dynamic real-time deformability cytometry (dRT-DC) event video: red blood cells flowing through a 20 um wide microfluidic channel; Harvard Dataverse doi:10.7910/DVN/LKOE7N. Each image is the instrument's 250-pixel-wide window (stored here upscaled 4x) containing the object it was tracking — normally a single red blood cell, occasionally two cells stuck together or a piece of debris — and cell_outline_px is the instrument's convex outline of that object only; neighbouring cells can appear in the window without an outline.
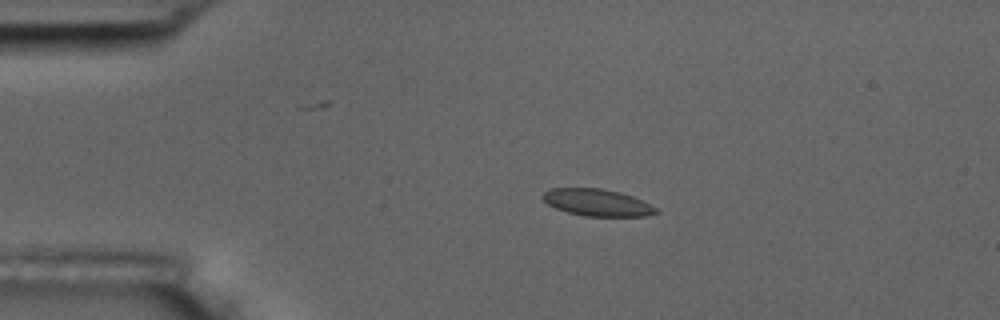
{"species": "common noctule bat (a hibernating species)", "species_latin": "Nyctalus noctula", "temperature_condition": "room temperature", "stored_images_in_passage": 5, "camera_frame_rate_fps": 3000, "um_per_image_px": 0.085, "animal": {"sex": "male", "body_mass_g": 17.5, "forearm_length_mm": 52.3}, "frame": {"image": 1, "passage_image": 3, "time_ms": 0.667, "image_size_px": [1000, 320], "cell_outline_px": [[660, 212], [644, 216], [584, 216], [568, 212], [556, 208], [548, 204], [540, 196], [544, 192], [552, 188], [600, 188], [620, 192], [632, 196], [656, 208]], "centroid_in_image_um": [50.73, 17.21], "position_along_channel_um": 34.3, "area_um2": 17.63}}
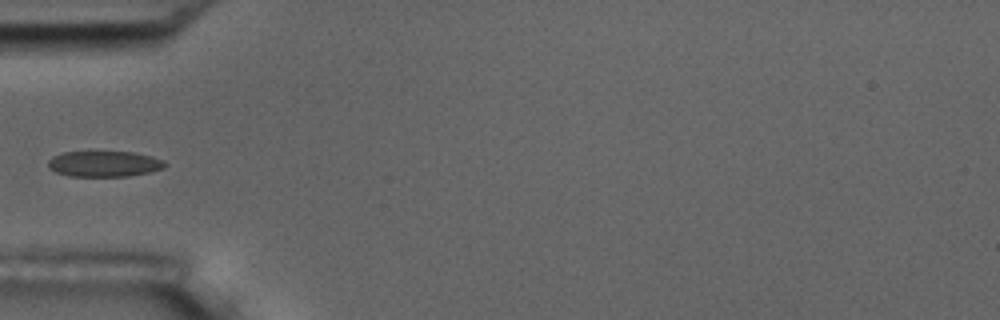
{"frame": {"image": 2, "passage_image": 5, "time_ms": 1.333, "image_size_px": [1000, 320], "cell_outline_px": [[168, 164], [164, 168], [148, 172], [128, 176], [68, 176], [56, 172], [48, 168], [48, 160], [52, 156], [64, 152], [136, 152], [152, 156], [164, 160]], "centroid_in_image_um": [8.86, 13.92], "position_along_channel_um": 76.1, "area_um2": 17.63}}